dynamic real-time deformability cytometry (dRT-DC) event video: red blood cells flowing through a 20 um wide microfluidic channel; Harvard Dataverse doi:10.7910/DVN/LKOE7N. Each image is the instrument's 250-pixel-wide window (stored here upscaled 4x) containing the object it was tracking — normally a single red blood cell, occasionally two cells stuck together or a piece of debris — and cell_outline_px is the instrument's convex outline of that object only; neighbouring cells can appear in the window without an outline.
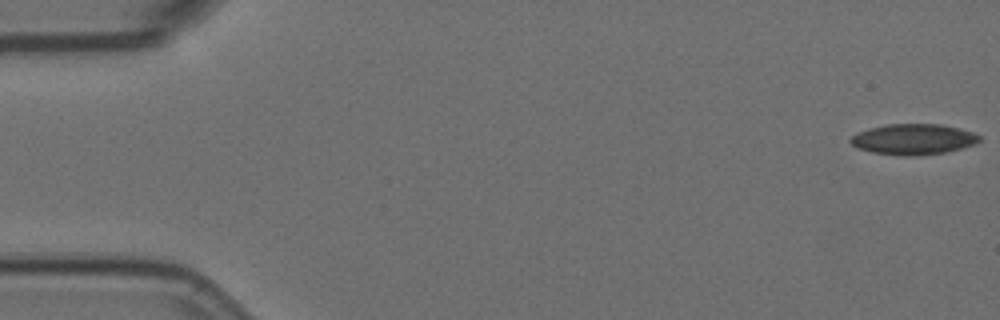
{"species": "Egyptian fruit bat (a non-hibernating species)", "species_latin": "Rousettus aegyptiacus", "temperature_condition": "room temperature", "stored_images_in_passage": 2, "camera_frame_rate_fps": 3000, "um_per_image_px": 0.085, "animal": {"sex": "female"}, "frame": {"image": 1, "passage_image": 1, "time_ms": 0.0, "image_size_px": [1000, 320], "cell_outline_px": [[980, 140], [976, 144], [944, 152], [916, 156], [904, 156], [872, 152], [856, 148], [848, 140], [856, 132], [868, 128], [888, 124], [940, 124], [960, 128], [972, 132], [980, 136]], "centroid_in_image_um": [77.6, 11.83], "position_along_channel_um": 7.4, "area_um2": 23.12}}